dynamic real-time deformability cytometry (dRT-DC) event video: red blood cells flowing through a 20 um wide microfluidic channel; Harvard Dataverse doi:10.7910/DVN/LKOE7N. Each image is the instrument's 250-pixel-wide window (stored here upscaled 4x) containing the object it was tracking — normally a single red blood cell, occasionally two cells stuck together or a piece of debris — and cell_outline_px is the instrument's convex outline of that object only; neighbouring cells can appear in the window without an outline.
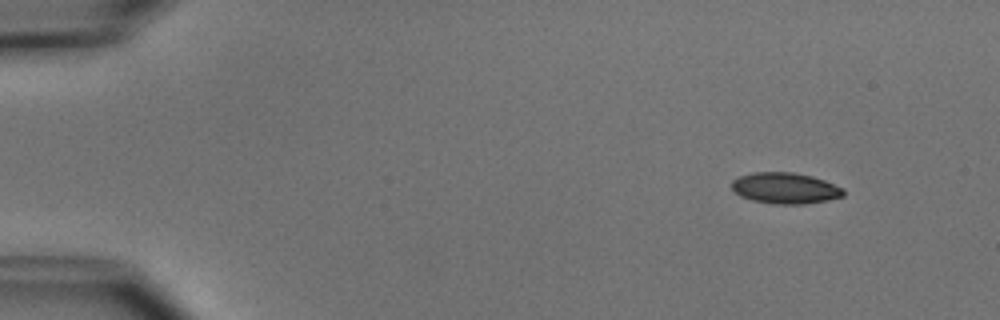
{"species": "common noctule bat (a hibernating species)", "species_latin": "Nyctalus noctula", "temperature_condition": "cold", "stored_images_in_passage": 5, "camera_frame_rate_fps": 3000, "um_per_image_px": 0.085, "animal": {"sex": "male", "body_mass_g": 15.6}, "frame": {"image": 1, "passage_image": 1, "time_ms": 0.0, "image_size_px": [1000, 320], "cell_outline_px": [[844, 196], [828, 200], [804, 204], [776, 204], [752, 200], [740, 196], [732, 188], [732, 180], [740, 176], [752, 172], [792, 172], [812, 176], [824, 180], [844, 188]], "centroid_in_image_um": [66.75, 15.99], "position_along_channel_um": 18.2, "area_um2": 20.23}}
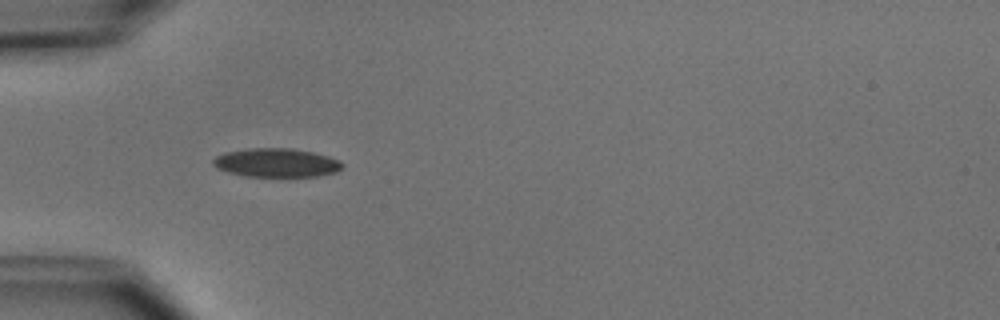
{"frame": {"image": 2, "passage_image": 4, "time_ms": 3.667, "image_size_px": [1000, 320], "cell_outline_px": [[344, 164], [336, 172], [316, 176], [244, 176], [228, 172], [216, 168], [212, 164], [212, 160], [216, 156], [224, 152], [248, 148], [292, 148], [312, 152], [328, 156], [340, 160]], "centroid_in_image_um": [23.46, 13.82], "position_along_channel_um": 61.5, "area_um2": 21.68}}